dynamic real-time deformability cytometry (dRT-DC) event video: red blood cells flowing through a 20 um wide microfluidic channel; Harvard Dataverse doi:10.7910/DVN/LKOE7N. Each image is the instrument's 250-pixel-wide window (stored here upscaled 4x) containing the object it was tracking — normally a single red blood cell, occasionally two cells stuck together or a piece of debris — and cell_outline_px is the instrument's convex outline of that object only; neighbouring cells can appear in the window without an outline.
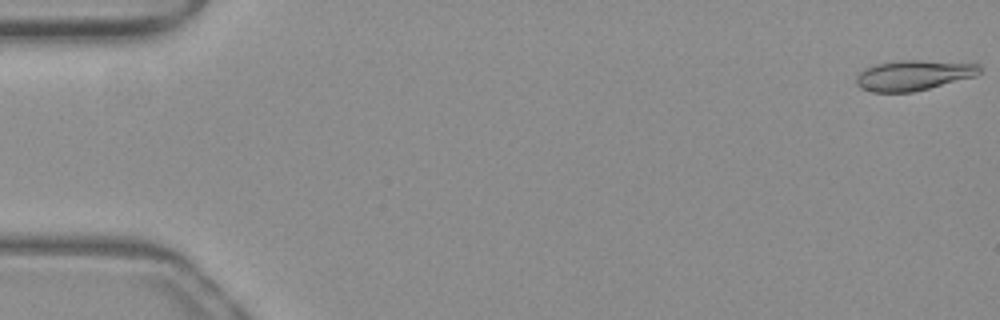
{"species": "common noctule bat (a hibernating species)", "species_latin": "Nyctalus noctula", "temperature_condition": "warm", "stored_images_in_passage": 52, "camera_frame_rate_fps": 3000, "um_per_image_px": 0.085, "animal": {"sex": "female", "body_mass_g": 19.3, "forearm_length_mm": 54.1}, "frame": {"image": 1, "passage_image": 1, "time_ms": 0.0, "image_size_px": [1000, 320], "cell_outline_px": [[980, 72], [976, 76], [912, 92], [872, 92], [860, 88], [856, 84], [856, 76], [864, 68], [876, 64], [900, 60], [920, 60], [980, 64]], "centroid_in_image_um": [77.61, 6.4], "position_along_channel_um": 7.4, "area_um2": 21.68}}
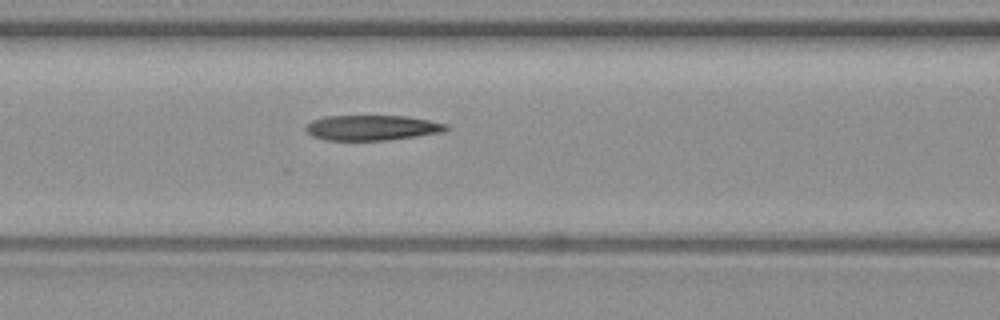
{"frame": {"image": 2, "passage_image": 22, "time_ms": 7.0, "image_size_px": [1000, 320], "cell_outline_px": [[448, 128], [444, 132], [388, 140], [324, 140], [312, 136], [304, 128], [312, 120], [324, 116], [408, 116], [448, 124]], "centroid_in_image_um": [31.62, 10.85], "position_along_channel_um": 135.0, "area_um2": 20.63}}
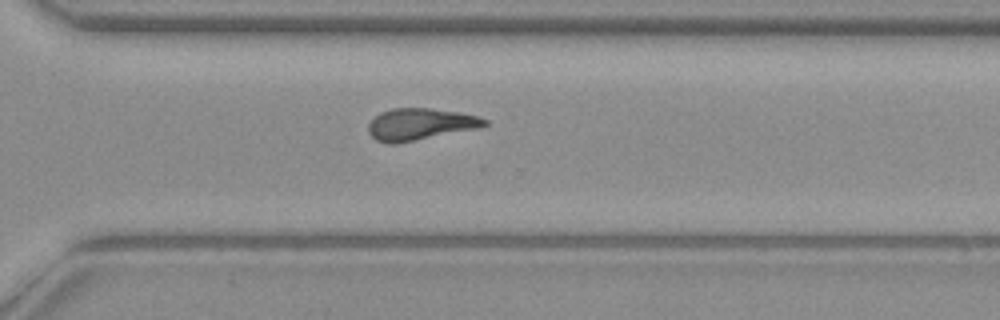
{"frame": {"image": 3, "passage_image": 37, "time_ms": 12.0, "image_size_px": [1000, 320], "cell_outline_px": [[488, 124], [480, 128], [396, 144], [388, 144], [376, 140], [368, 132], [368, 124], [380, 112], [392, 108], [428, 108], [460, 112], [476, 116], [488, 120]], "centroid_in_image_um": [35.71, 10.56], "position_along_channel_um": 334.9, "area_um2": 21.62}, "authors_computed_cell_mechanics": {"area_um2": 21.2415, "velocity_mm_per_s": 4.0122, "shape_relaxation_time_tau1_ms": null, "shape_relaxation_time_tau2_ms": 6.97, "deformation_change_tau1": null, "deformation_change_tau2": 0.2191}}